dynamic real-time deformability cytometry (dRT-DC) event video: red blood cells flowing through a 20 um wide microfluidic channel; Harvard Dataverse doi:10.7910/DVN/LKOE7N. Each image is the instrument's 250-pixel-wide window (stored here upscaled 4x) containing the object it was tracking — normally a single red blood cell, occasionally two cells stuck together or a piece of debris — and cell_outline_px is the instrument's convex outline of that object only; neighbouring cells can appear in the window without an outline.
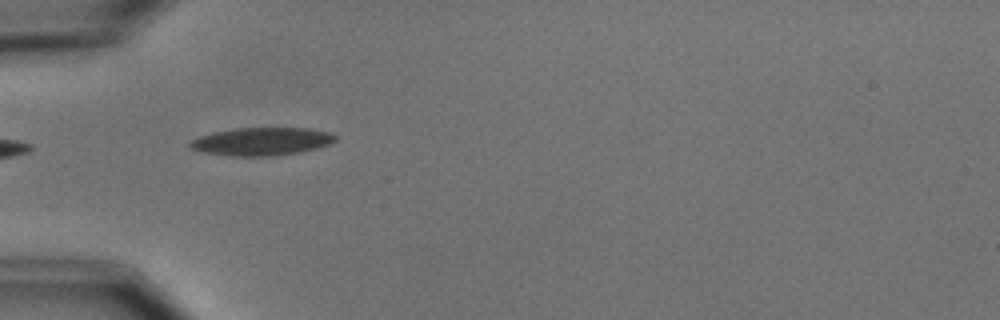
{"species": "common noctule bat (a hibernating species)", "species_latin": "Nyctalus noctula", "temperature_condition": "cold", "stored_images_in_passage": 6, "camera_frame_rate_fps": 3000, "um_per_image_px": 0.085, "animal": {"sex": "male", "body_mass_g": 15.6}, "frame": {"image": 1, "passage_image": 2, "time_ms": 1.0, "image_size_px": [1000, 320], "cell_outline_px": [[336, 140], [328, 144], [316, 148], [300, 152], [268, 156], [232, 156], [200, 152], [188, 148], [188, 144], [192, 140], [200, 136], [212, 132], [236, 128], [308, 128], [332, 132], [336, 136]], "centroid_in_image_um": [22.21, 12.02], "position_along_channel_um": 62.8, "area_um2": 23.76}}
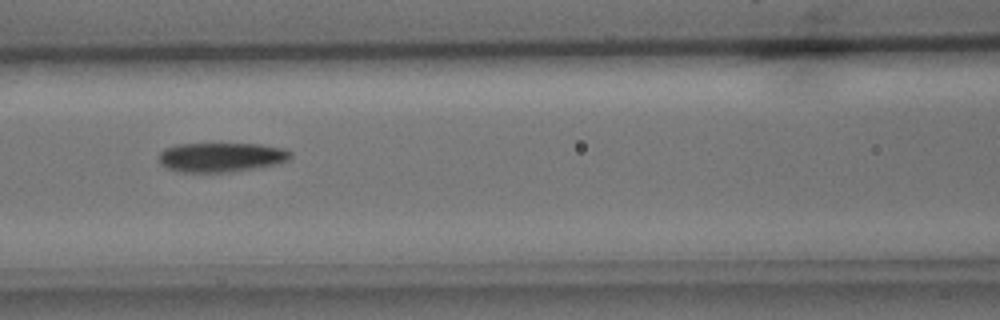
{"frame": {"image": 2, "passage_image": 4, "time_ms": 3.333, "image_size_px": [1000, 320], "cell_outline_px": [[292, 156], [288, 160], [276, 164], [232, 172], [180, 172], [164, 168], [160, 164], [156, 156], [164, 148], [180, 144], [260, 144], [284, 148], [292, 152]], "centroid_in_image_um": [18.76, 13.37], "position_along_channel_um": 147.8, "area_um2": 22.83}}
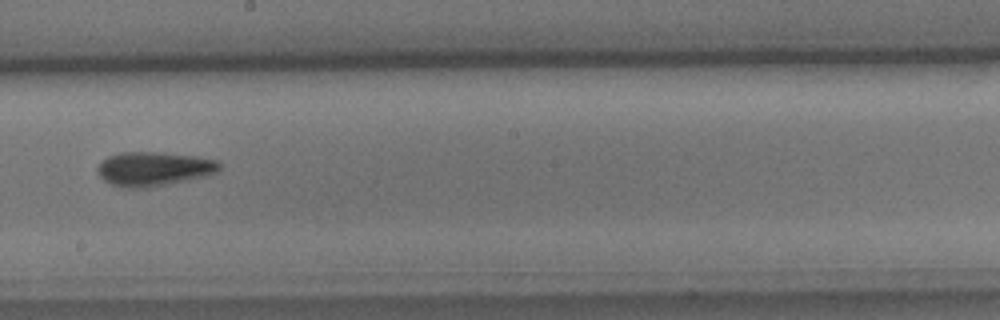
{"frame": {"image": 3, "passage_image": 6, "time_ms": 5.667, "image_size_px": [1000, 320], "cell_outline_px": [[220, 168], [216, 172], [208, 176], [144, 188], [120, 188], [104, 180], [96, 172], [96, 168], [108, 156], [120, 152], [164, 152], [196, 156], [220, 160]], "centroid_in_image_um": [13.08, 14.34], "position_along_channel_um": 235.1, "area_um2": 24.45}}